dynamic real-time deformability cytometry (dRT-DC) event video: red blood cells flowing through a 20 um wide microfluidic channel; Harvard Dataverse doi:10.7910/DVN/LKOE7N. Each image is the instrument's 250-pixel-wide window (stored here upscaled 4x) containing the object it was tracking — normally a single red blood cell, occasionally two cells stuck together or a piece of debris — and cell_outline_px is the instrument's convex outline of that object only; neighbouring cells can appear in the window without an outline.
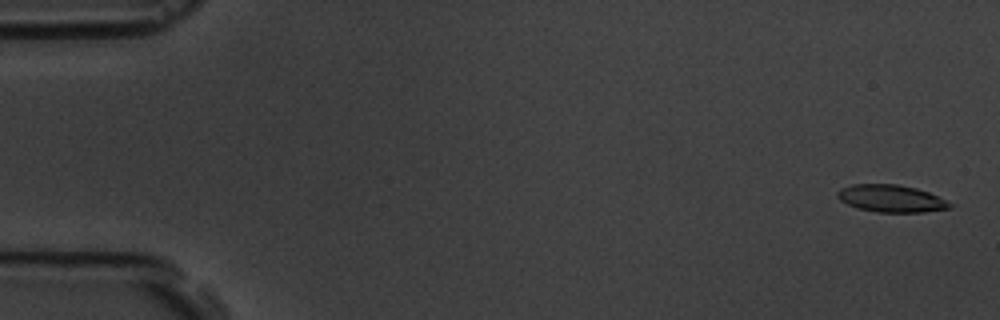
{"species": "common noctule bat (a hibernating species)", "species_latin": "Nyctalus noctula", "temperature_condition": "room temperature", "stored_images_in_passage": 6, "camera_frame_rate_fps": 3000, "um_per_image_px": 0.085, "animal": {"sex": "male", "body_mass_g": 19.5, "forearm_length_mm": 54.6}, "frame": {"image": 1, "passage_image": 1, "time_ms": 0.0, "image_size_px": [1000, 320], "cell_outline_px": [[952, 208], [924, 212], [876, 212], [856, 208], [840, 200], [836, 196], [836, 192], [840, 188], [852, 184], [896, 184], [916, 188], [928, 192], [952, 204]], "centroid_in_image_um": [75.7, 16.87], "position_along_channel_um": 9.3, "area_um2": 17.86}}
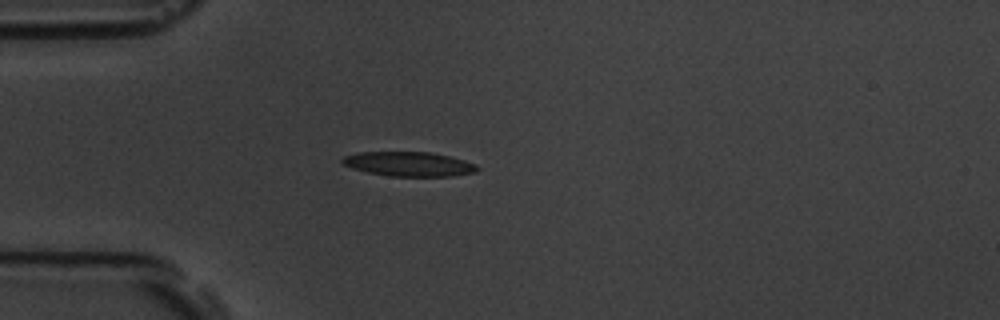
{"frame": {"image": 2, "passage_image": 5, "time_ms": 4.667, "image_size_px": [1000, 320], "cell_outline_px": [[480, 168], [476, 172], [452, 176], [392, 176], [368, 172], [352, 168], [344, 164], [340, 160], [344, 156], [360, 152], [428, 152], [448, 156], [464, 160], [476, 164]], "centroid_in_image_um": [34.77, 13.94], "position_along_channel_um": 50.2, "area_um2": 19.07}}